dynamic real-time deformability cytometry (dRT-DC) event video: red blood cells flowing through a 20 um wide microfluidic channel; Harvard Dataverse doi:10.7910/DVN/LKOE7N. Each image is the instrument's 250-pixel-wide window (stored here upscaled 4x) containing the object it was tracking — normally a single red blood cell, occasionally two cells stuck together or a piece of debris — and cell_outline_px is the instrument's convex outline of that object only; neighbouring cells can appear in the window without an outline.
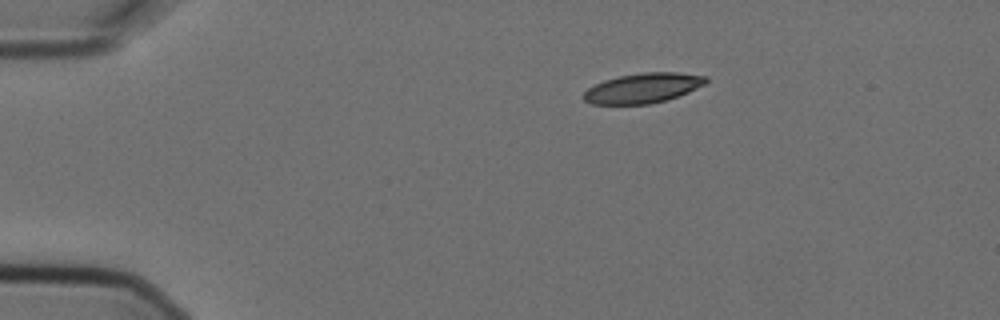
{"species": "Egyptian fruit bat (a non-hibernating species)", "species_latin": "Rousettus aegyptiacus", "temperature_condition": "cold", "stored_images_in_passage": 3, "camera_frame_rate_fps": 3000, "um_per_image_px": 0.085, "animal": {"sex": "female"}, "frame": {"image": 1, "passage_image": 1, "time_ms": 0.0, "image_size_px": [1000, 320], "cell_outline_px": [[708, 80], [704, 84], [688, 92], [664, 100], [648, 104], [592, 104], [584, 100], [580, 96], [588, 88], [604, 80], [620, 76], [640, 72], [676, 72], [708, 76]], "centroid_in_image_um": [54.62, 7.48], "position_along_channel_um": 30.4, "area_um2": 21.21}}